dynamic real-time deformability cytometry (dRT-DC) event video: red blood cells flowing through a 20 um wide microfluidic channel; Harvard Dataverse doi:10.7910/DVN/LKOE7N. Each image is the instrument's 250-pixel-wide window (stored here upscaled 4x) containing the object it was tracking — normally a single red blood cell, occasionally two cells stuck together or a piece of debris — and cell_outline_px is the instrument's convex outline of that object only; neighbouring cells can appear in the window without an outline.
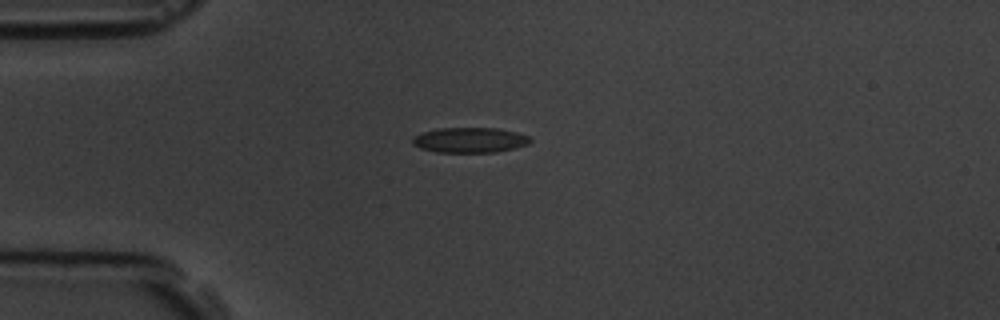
{"species": "common noctule bat (a hibernating species)", "species_latin": "Nyctalus noctula", "temperature_condition": "room temperature", "stored_images_in_passage": 2, "camera_frame_rate_fps": 3000, "um_per_image_px": 0.085, "animal": {"sex": "male", "body_mass_g": 19.5, "forearm_length_mm": 54.6}, "frame": {"image": 1, "passage_image": 1, "time_ms": 0.0, "image_size_px": [1000, 320], "cell_outline_px": [[532, 140], [528, 144], [516, 148], [496, 152], [436, 152], [420, 148], [412, 144], [412, 136], [424, 132], [440, 128], [496, 128], [516, 132], [528, 136]], "centroid_in_image_um": [39.93, 11.91], "position_along_channel_um": 45.1, "area_um2": 17.28}}